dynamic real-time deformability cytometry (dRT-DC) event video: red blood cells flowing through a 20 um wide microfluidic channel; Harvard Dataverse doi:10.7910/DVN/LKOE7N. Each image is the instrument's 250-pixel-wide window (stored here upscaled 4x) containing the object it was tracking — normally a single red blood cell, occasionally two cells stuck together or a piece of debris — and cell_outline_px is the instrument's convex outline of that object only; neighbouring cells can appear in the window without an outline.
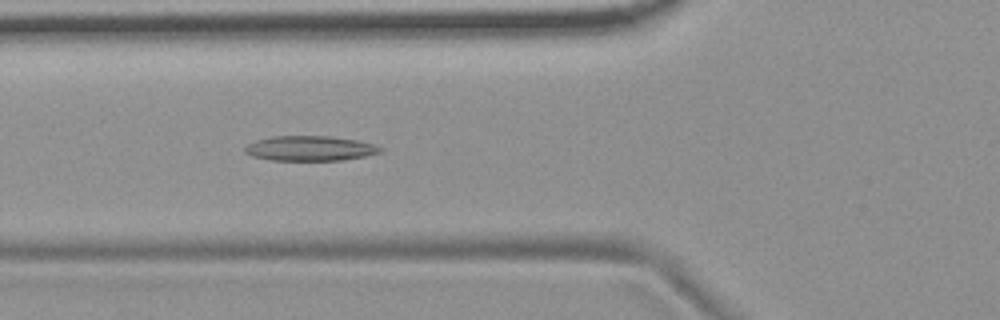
{"species": "common noctule bat (a hibernating species)", "species_latin": "Nyctalus noctula", "temperature_condition": "room temperature", "stored_images_in_passage": 42, "camera_frame_rate_fps": 3000, "um_per_image_px": 0.085, "animal": {"sex": "female", "body_mass_g": 19.9}, "frame": {"image": 1, "passage_image": 8, "time_ms": 2.333, "image_size_px": [1000, 320], "cell_outline_px": [[384, 152], [344, 160], [272, 160], [252, 156], [244, 152], [244, 148], [248, 144], [256, 140], [272, 136], [332, 136], [356, 140], [372, 144], [384, 148]], "centroid_in_image_um": [26.36, 12.61], "position_along_channel_um": 99.4, "area_um2": 19.71}}
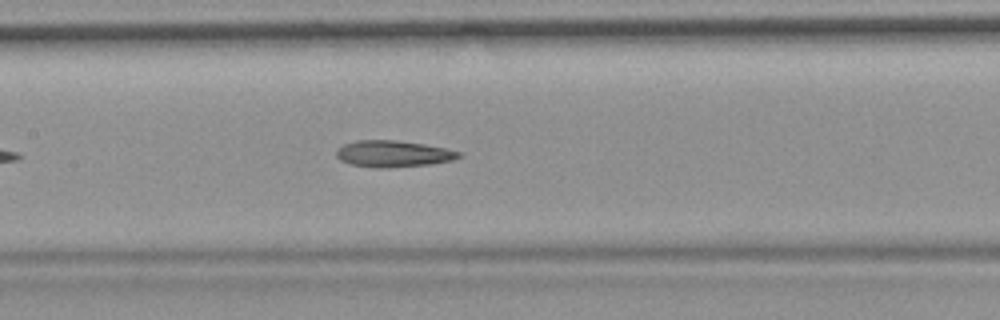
{"frame": {"image": 2, "passage_image": 14, "time_ms": 4.333, "image_size_px": [1000, 320], "cell_outline_px": [[460, 156], [452, 160], [432, 164], [388, 168], [380, 168], [352, 164], [340, 160], [336, 156], [336, 152], [344, 144], [356, 140], [396, 140], [424, 144], [448, 148], [460, 152]], "centroid_in_image_um": [33.44, 13.07], "position_along_channel_um": 174.0, "area_um2": 18.84}}
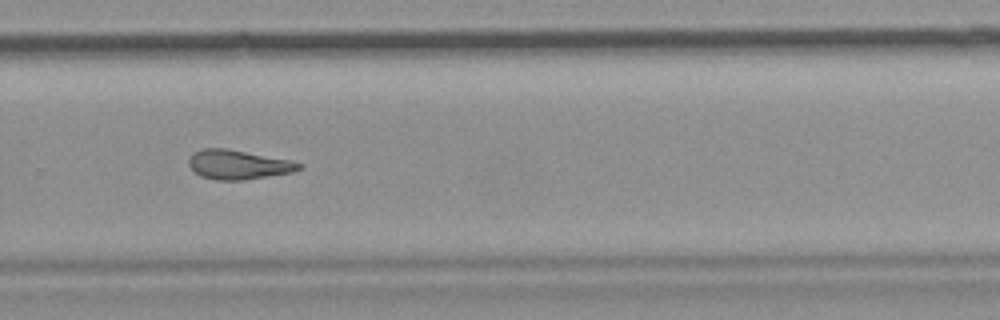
{"frame": {"image": 3, "passage_image": 25, "time_ms": 8.0, "image_size_px": [1000, 320], "cell_outline_px": [[304, 168], [292, 172], [244, 180], [216, 180], [200, 176], [188, 164], [188, 160], [192, 152], [200, 148], [224, 148], [288, 160], [304, 164]], "centroid_in_image_um": [20.22, 13.99], "position_along_channel_um": 309.6, "area_um2": 18.73}}